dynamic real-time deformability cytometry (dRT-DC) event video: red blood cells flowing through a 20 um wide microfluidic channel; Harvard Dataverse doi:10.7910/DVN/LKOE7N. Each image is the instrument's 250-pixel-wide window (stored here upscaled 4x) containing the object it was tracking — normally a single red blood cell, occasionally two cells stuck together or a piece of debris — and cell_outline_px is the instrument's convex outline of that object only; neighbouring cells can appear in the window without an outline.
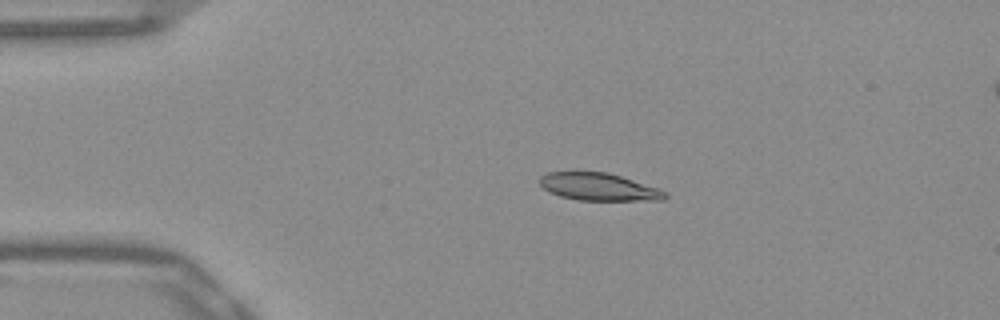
{"species": "Egyptian fruit bat (a non-hibernating species)", "species_latin": "Rousettus aegyptiacus", "temperature_condition": "warm", "stored_images_in_passage": 42, "camera_frame_rate_fps": 3000, "um_per_image_px": 0.085, "frame": {"image": 1, "passage_image": 1, "time_ms": 0.0, "image_size_px": [1000, 320], "cell_outline_px": [[668, 196], [664, 200], [580, 200], [560, 196], [544, 188], [540, 184], [540, 176], [548, 172], [572, 168], [608, 172], [660, 188], [668, 192]], "centroid_in_image_um": [50.88, 15.82], "position_along_channel_um": 34.1, "area_um2": 20.92}}
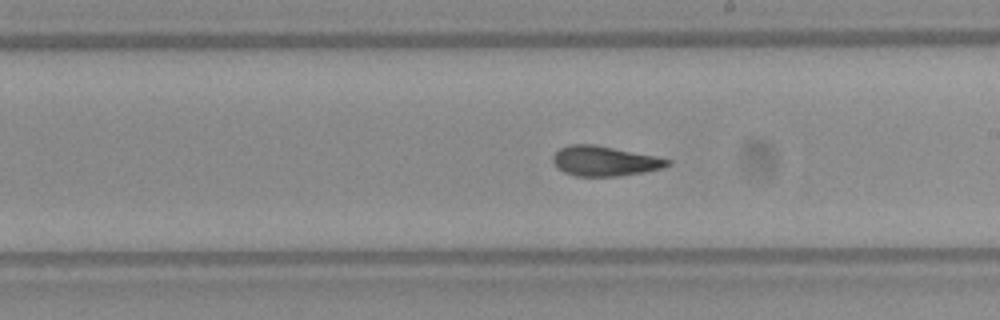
{"frame": {"image": 2, "passage_image": 20, "time_ms": 6.333, "image_size_px": [1000, 320], "cell_outline_px": [[672, 164], [664, 168], [644, 172], [616, 176], [576, 176], [564, 172], [556, 168], [552, 160], [552, 156], [560, 148], [568, 144], [592, 144], [656, 156], [672, 160]], "centroid_in_image_um": [51.39, 13.69], "position_along_channel_um": 237.6, "area_um2": 20.06}}
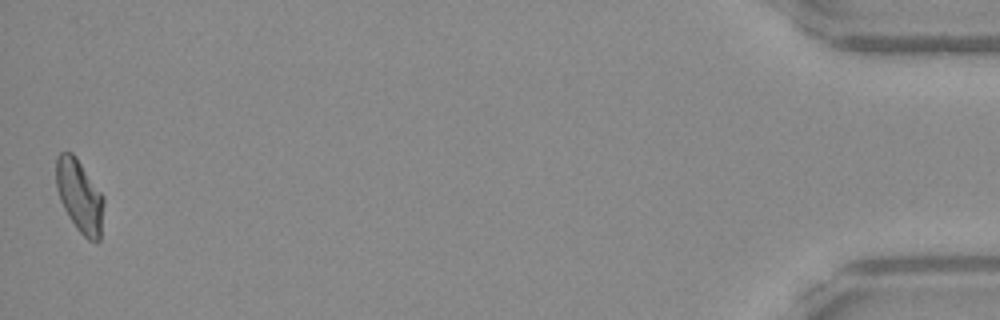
{"frame": {"image": 3, "passage_image": 42, "time_ms": 13.667, "image_size_px": [1000, 320], "cell_outline_px": [[104, 204], [100, 240], [96, 244], [88, 240], [76, 228], [68, 216], [60, 200], [56, 188], [56, 156], [60, 152], [72, 152], [76, 156], [104, 196]], "centroid_in_image_um": [6.77, 16.67], "position_along_channel_um": 428.4, "area_um2": 20.46}, "authors_computed_cell_mechanics": {"area_um2": 20.2878, "velocity_mm_per_s": 3.8722, "shape_relaxation_time_tau1_ms": null, "shape_relaxation_time_tau2_ms": 2.4608, "deformation_change_tau1": null, "deformation_change_tau2": 0.0828}}